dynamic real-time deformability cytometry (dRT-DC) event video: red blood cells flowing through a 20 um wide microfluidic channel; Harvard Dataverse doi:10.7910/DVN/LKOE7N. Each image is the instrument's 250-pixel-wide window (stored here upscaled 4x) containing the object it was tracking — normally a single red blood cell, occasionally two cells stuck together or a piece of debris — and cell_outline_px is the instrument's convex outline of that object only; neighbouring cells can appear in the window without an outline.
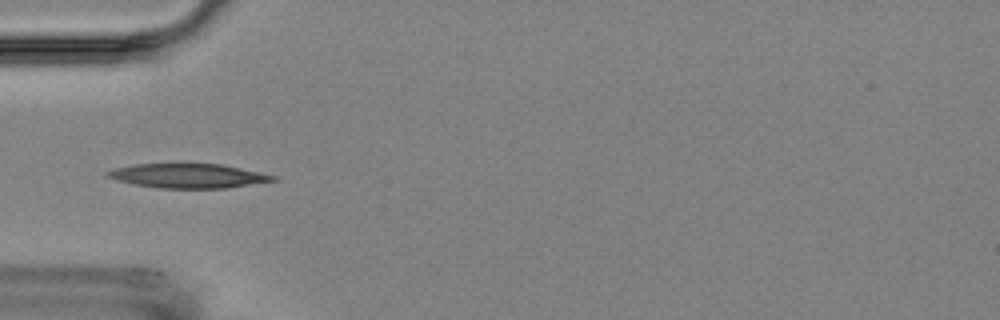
{"species": "Egyptian fruit bat (a non-hibernating species)", "species_latin": "Rousettus aegyptiacus", "temperature_condition": "room temperature", "stored_images_in_passage": 4, "camera_frame_rate_fps": 3000, "um_per_image_px": 0.085, "animal": {"sex": "female"}, "frame": {"image": 1, "passage_image": 4, "time_ms": 3.667, "image_size_px": [1000, 320], "cell_outline_px": [[280, 180], [224, 188], [156, 188], [132, 184], [116, 180], [104, 176], [104, 172], [116, 168], [136, 164], [180, 160], [220, 164], [240, 168], [276, 176]], "centroid_in_image_um": [15.91, 14.9], "position_along_channel_um": 69.1, "area_um2": 24.62}}